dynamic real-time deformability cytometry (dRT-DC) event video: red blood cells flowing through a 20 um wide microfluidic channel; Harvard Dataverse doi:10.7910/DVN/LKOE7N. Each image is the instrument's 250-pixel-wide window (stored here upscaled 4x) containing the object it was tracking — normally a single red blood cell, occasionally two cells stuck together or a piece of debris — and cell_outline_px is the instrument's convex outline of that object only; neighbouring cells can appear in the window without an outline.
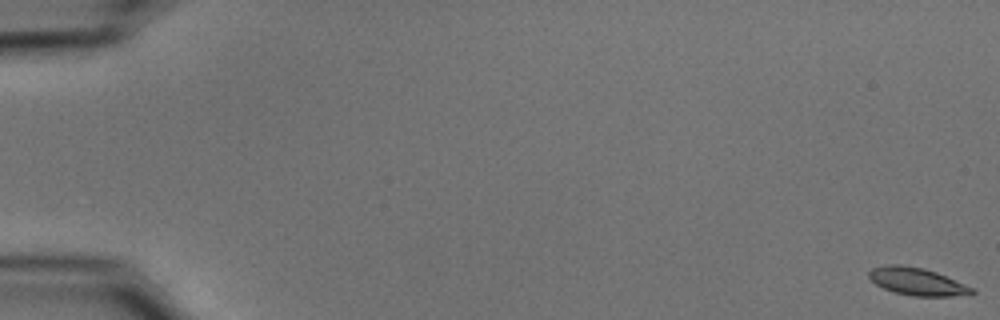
{"species": "common noctule bat (a hibernating species)", "species_latin": "Nyctalus noctula", "temperature_condition": "cold", "stored_images_in_passage": 55, "camera_frame_rate_fps": 3000, "um_per_image_px": 0.085, "animal": {"sex": "male", "body_mass_g": 15.6}, "frame": {"image": 1, "passage_image": 1, "time_ms": 0.0, "image_size_px": [1000, 320], "cell_outline_px": [[976, 292], [972, 296], [912, 296], [896, 292], [884, 288], [876, 284], [868, 276], [868, 272], [872, 268], [888, 264], [900, 264], [924, 268], [936, 272], [972, 288]], "centroid_in_image_um": [77.97, 23.93], "position_along_channel_um": 7.0, "area_um2": 16.47}}
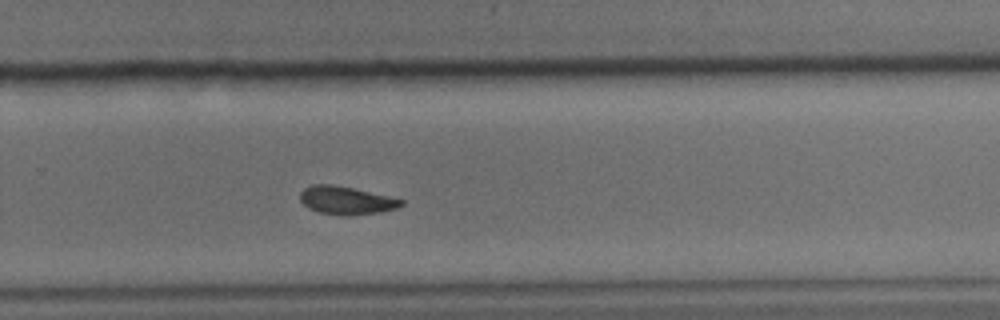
{"frame": {"image": 2, "passage_image": 38, "time_ms": 12.333, "image_size_px": [1000, 320], "cell_outline_px": [[404, 204], [400, 208], [380, 212], [344, 216], [320, 212], [308, 208], [300, 200], [300, 192], [304, 188], [312, 184], [332, 184], [352, 188], [388, 196], [404, 200]], "centroid_in_image_um": [29.43, 17.03], "position_along_channel_um": 300.4, "area_um2": 16.53}}
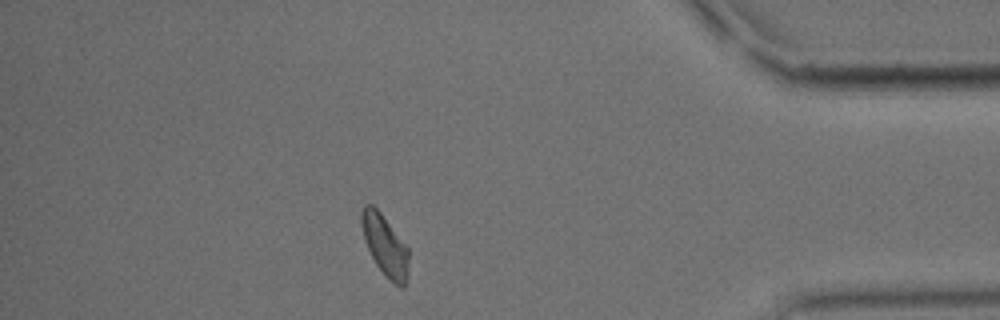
{"frame": {"image": 3, "passage_image": 49, "time_ms": 16.0, "image_size_px": [1000, 320], "cell_outline_px": [[408, 272], [404, 288], [400, 288], [384, 276], [376, 264], [368, 248], [360, 224], [360, 212], [364, 204], [372, 204], [380, 212], [408, 248]], "centroid_in_image_um": [32.71, 20.87], "position_along_channel_um": 402.5, "area_um2": 16.7}, "authors_computed_cell_mechanics": {"area_um2": 16.762, "velocity_mm_per_s": 3.716, "shape_relaxation_time_tau1_ms": 3.8045, "shape_relaxation_time_tau2_ms": null, "deformation_change_tau1": 0.1199, "deformation_change_tau2": null}}